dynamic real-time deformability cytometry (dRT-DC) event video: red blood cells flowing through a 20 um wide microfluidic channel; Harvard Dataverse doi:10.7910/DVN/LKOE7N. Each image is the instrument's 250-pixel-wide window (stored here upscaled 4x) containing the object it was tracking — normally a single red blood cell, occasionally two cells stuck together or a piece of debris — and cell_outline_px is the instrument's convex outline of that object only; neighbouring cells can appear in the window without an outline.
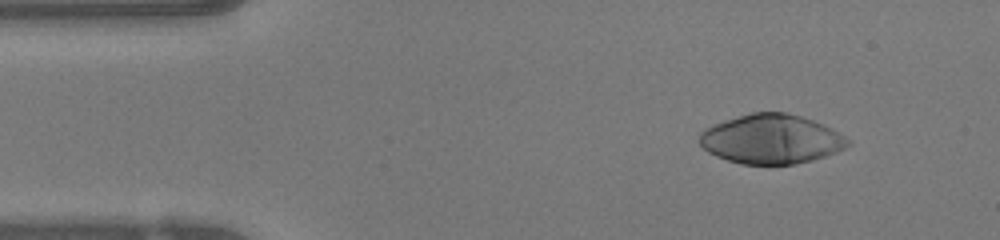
{"species": "human", "species_latin": "Homo sapiens", "temperature_condition": "warm", "stored_images_in_passage": 45, "camera_frame_rate_fps": 3000, "um_per_image_px": 0.085, "donor": {"sex": "female"}, "frame": {"image": 1, "passage_image": 1, "time_ms": 0.0, "image_size_px": [1000, 240], "cell_outline_px": [[852, 144], [836, 152], [812, 160], [796, 164], [740, 164], [716, 156], [708, 152], [696, 140], [700, 132], [704, 128], [724, 120], [752, 112], [788, 112], [824, 124], [832, 128], [852, 140]], "centroid_in_image_um": [65.55, 11.82], "position_along_channel_um": 19.4, "area_um2": 43.0}}
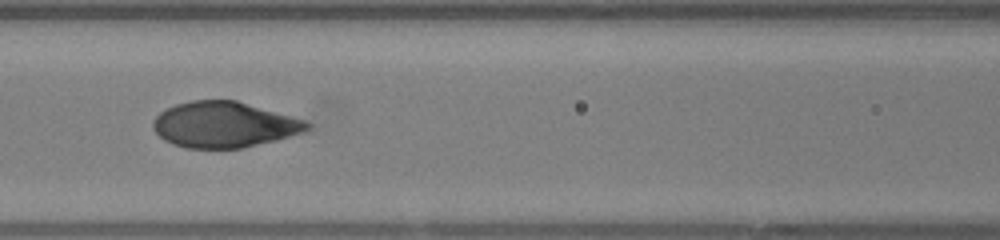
{"frame": {"image": 2, "passage_image": 16, "time_ms": 5.0, "image_size_px": [1000, 240], "cell_outline_px": [[312, 128], [304, 132], [276, 140], [240, 148], [188, 148], [172, 144], [164, 140], [152, 128], [152, 120], [160, 112], [176, 104], [192, 100], [236, 100], [292, 116], [304, 120], [312, 124]], "centroid_in_image_um": [19.05, 10.59], "position_along_channel_um": 147.5, "area_um2": 41.04}}
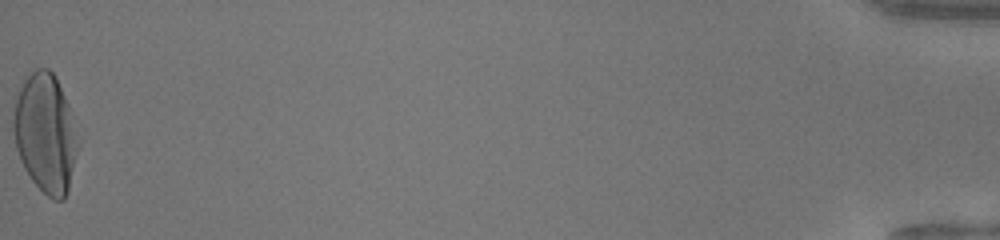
{"frame": {"image": 3, "passage_image": 45, "time_ms": 14.667, "image_size_px": [1000, 240], "cell_outline_px": [[80, 144], [68, 192], [64, 200], [52, 200], [32, 180], [24, 168], [20, 160], [16, 148], [12, 128], [12, 120], [16, 100], [20, 88], [24, 80], [36, 68], [48, 68], [56, 76], [68, 104]], "centroid_in_image_um": [3.87, 11.35], "position_along_channel_um": 431.3, "area_um2": 44.91}, "authors_computed_cell_mechanics": {"area_um2": 42.194, "velocity_mm_per_s": 4.0912, "shape_relaxation_time_tau1_ms": 3.6911, "shape_relaxation_time_tau2_ms": null, "deformation_change_tau1": 0.2567, "deformation_change_tau2": null}}